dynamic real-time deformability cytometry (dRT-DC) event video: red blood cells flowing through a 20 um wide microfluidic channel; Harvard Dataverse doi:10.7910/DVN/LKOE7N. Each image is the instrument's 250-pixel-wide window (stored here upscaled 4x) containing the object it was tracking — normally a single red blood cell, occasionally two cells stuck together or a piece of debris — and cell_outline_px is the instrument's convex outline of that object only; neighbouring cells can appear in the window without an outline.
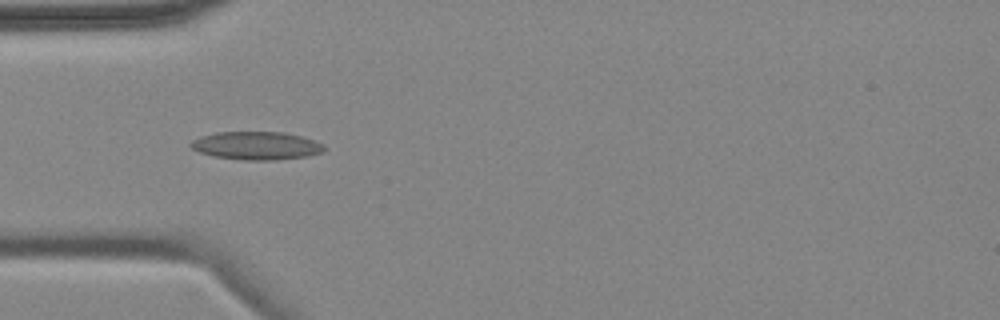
{"species": "common noctule bat (a hibernating species)", "species_latin": "Nyctalus noctula", "temperature_condition": "cold", "stored_images_in_passage": 8, "camera_frame_rate_fps": 3000, "um_per_image_px": 0.085, "animal": {"sex": "female", "body_mass_g": 18.4}, "frame": {"image": 1, "passage_image": 4, "time_ms": 3.333, "image_size_px": [1000, 320], "cell_outline_px": [[324, 152], [304, 156], [276, 160], [244, 160], [212, 156], [200, 152], [192, 148], [188, 144], [192, 140], [200, 136], [216, 132], [284, 132], [300, 136], [324, 144]], "centroid_in_image_um": [21.76, 12.38], "position_along_channel_um": 63.2, "area_um2": 21.79}}
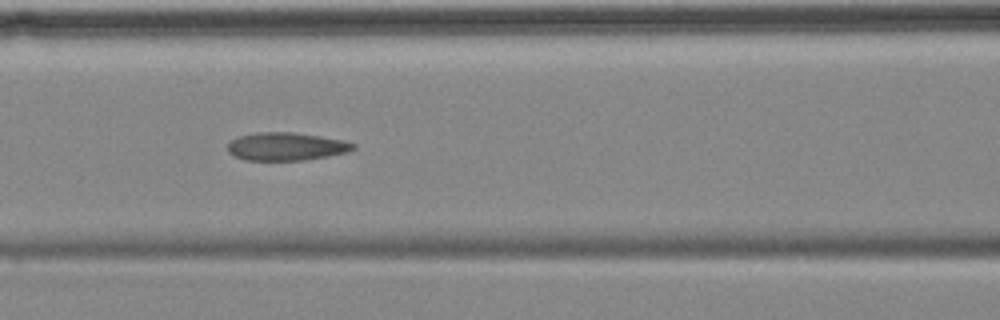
{"frame": {"image": 2, "passage_image": 6, "time_ms": 5.667, "image_size_px": [1000, 320], "cell_outline_px": [[356, 148], [348, 152], [328, 156], [304, 160], [244, 160], [228, 152], [228, 140], [236, 136], [256, 132], [292, 132], [320, 136], [344, 140], [356, 144]], "centroid_in_image_um": [24.31, 12.44], "position_along_channel_um": 142.3, "area_um2": 20.69}}
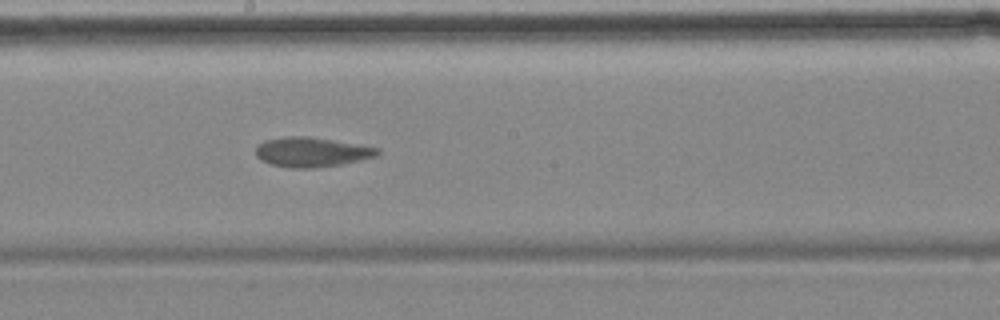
{"frame": {"image": 3, "passage_image": 8, "time_ms": 8.0, "image_size_px": [1000, 320], "cell_outline_px": [[380, 152], [376, 156], [360, 160], [340, 164], [312, 168], [288, 168], [272, 164], [260, 160], [256, 156], [256, 144], [264, 140], [284, 136], [308, 136], [380, 148]], "centroid_in_image_um": [26.44, 12.92], "position_along_channel_um": 221.8, "area_um2": 21.04}}